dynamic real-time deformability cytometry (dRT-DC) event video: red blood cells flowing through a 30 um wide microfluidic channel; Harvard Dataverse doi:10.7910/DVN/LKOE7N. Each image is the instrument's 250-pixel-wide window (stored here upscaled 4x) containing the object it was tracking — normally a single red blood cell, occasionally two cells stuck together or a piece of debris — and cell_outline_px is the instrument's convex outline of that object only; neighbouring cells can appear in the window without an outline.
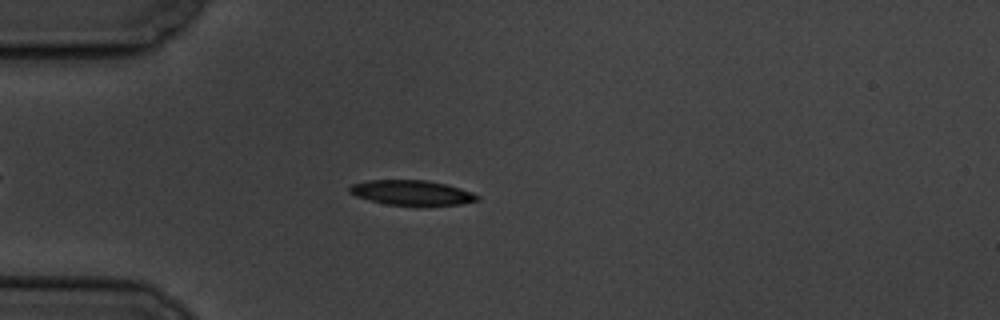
{"species": "common noctule bat (a hibernating species)", "species_latin": "Nyctalus noctula", "temperature_condition": "cold", "stored_images_in_passage": 53, "camera_frame_rate_fps": 3000, "um_per_image_px": 0.085, "animal": {"sex": "male", "body_mass_g": 19.5, "forearm_length_mm": 54.6}, "frame": {"image": 1, "passage_image": 11, "time_ms": 3.333, "image_size_px": [1000, 320], "cell_outline_px": [[480, 200], [460, 204], [416, 208], [384, 204], [356, 196], [348, 192], [348, 188], [352, 184], [368, 180], [424, 180], [444, 184], [460, 188], [472, 192], [480, 196]], "centroid_in_image_um": [35.01, 16.42], "position_along_channel_um": 50.0, "area_um2": 19.25}}
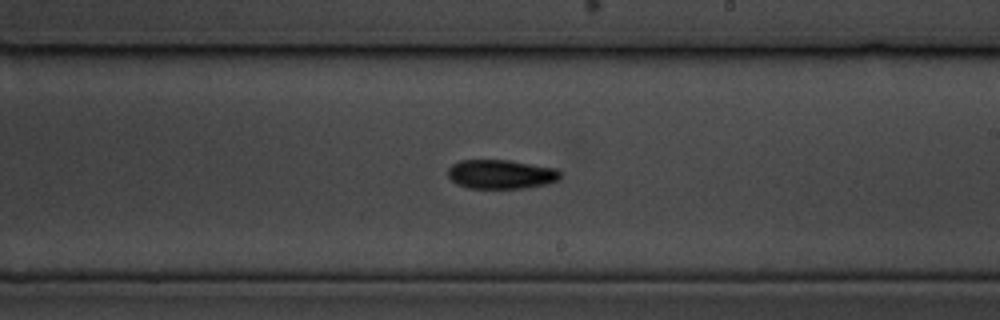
{"frame": {"image": 2, "passage_image": 29, "time_ms": 9.333, "image_size_px": [1000, 320], "cell_outline_px": [[560, 180], [544, 184], [524, 188], [468, 188], [456, 184], [448, 176], [448, 168], [452, 164], [460, 160], [508, 160], [556, 168], [560, 172]], "centroid_in_image_um": [42.56, 14.81], "position_along_channel_um": 246.4, "area_um2": 19.07}}
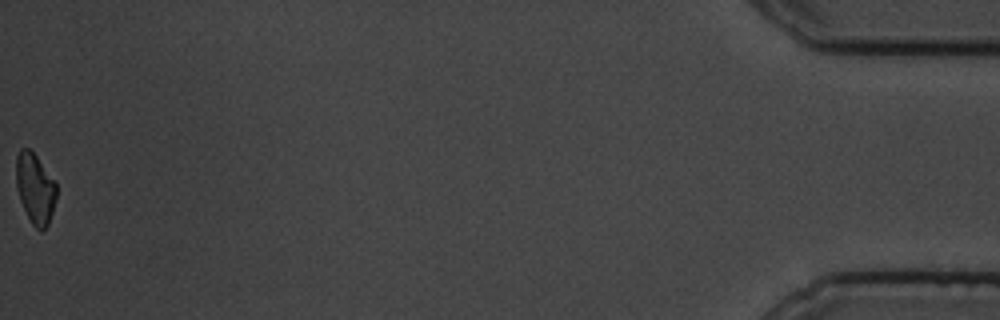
{"frame": {"image": 3, "passage_image": 53, "time_ms": 17.333, "image_size_px": [1000, 320], "cell_outline_px": [[56, 200], [48, 224], [40, 232], [32, 224], [20, 200], [16, 184], [16, 156], [20, 148], [28, 148], [36, 156], [56, 184]], "centroid_in_image_um": [2.97, 16.02], "position_along_channel_um": 432.2, "area_um2": 16.24}, "authors_computed_cell_mechanics": {"area_um2": 18.5538, "velocity_mm_per_s": 3.5028, "shape_relaxation_time_tau1_ms": 9.3727, "shape_relaxation_time_tau2_ms": null, "deformation_change_tau1": 0.1959, "deformation_change_tau2": null}}